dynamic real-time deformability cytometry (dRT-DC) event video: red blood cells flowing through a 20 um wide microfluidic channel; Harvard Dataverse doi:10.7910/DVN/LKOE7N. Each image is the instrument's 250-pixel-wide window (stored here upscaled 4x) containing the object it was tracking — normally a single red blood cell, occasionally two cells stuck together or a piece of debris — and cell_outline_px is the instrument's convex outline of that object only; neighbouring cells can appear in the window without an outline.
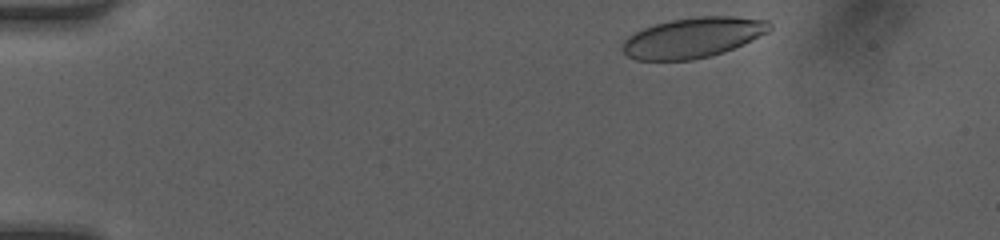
{"species": "human", "species_latin": "Homo sapiens", "temperature_condition": "room temperature", "stored_images_in_passage": 38, "camera_frame_rate_fps": 3000, "um_per_image_px": 0.085, "donor": {"sex": "female"}, "frame": {"image": 1, "passage_image": 2, "time_ms": 0.333, "image_size_px": [1000, 240], "cell_outline_px": [[772, 28], [768, 32], [744, 44], [724, 52], [712, 56], [692, 60], [636, 60], [628, 56], [620, 48], [624, 40], [628, 36], [644, 28], [656, 24], [672, 20], [696, 16], [732, 16], [768, 20], [772, 24]], "centroid_in_image_um": [58.92, 3.2], "position_along_channel_um": 26.1, "area_um2": 34.62}}
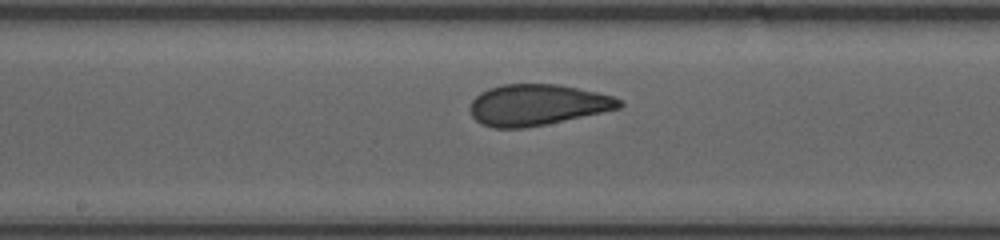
{"frame": {"image": 2, "passage_image": 21, "time_ms": 6.667, "image_size_px": [1000, 240], "cell_outline_px": [[624, 104], [620, 108], [544, 124], [524, 128], [492, 128], [480, 124], [472, 116], [472, 100], [480, 92], [488, 88], [504, 84], [556, 84], [596, 92], [612, 96], [620, 100]], "centroid_in_image_um": [45.63, 8.91], "position_along_channel_um": 202.6, "area_um2": 35.26}}
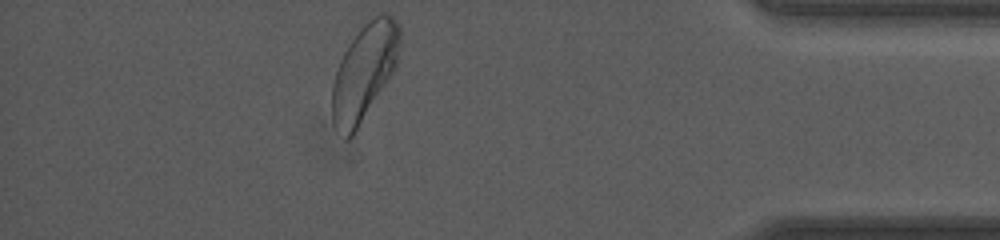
{"frame": {"image": 3, "passage_image": 38, "time_ms": 12.333, "image_size_px": [1000, 240], "cell_outline_px": [[400, 44], [396, 68], [352, 136], [348, 140], [332, 120], [332, 84], [340, 60], [348, 44], [360, 28], [372, 16], [380, 12], [392, 16], [400, 24]], "centroid_in_image_um": [30.99, 6.05], "position_along_channel_um": 404.2, "area_um2": 37.69}, "authors_computed_cell_mechanics": {"area_um2": 35.836, "velocity_mm_per_s": 4.2148, "shape_relaxation_time_tau1_ms": 5.2357, "shape_relaxation_time_tau2_ms": 0.6619, "deformation_change_tau1": 0.15, "deformation_change_tau2": 0.0617}}